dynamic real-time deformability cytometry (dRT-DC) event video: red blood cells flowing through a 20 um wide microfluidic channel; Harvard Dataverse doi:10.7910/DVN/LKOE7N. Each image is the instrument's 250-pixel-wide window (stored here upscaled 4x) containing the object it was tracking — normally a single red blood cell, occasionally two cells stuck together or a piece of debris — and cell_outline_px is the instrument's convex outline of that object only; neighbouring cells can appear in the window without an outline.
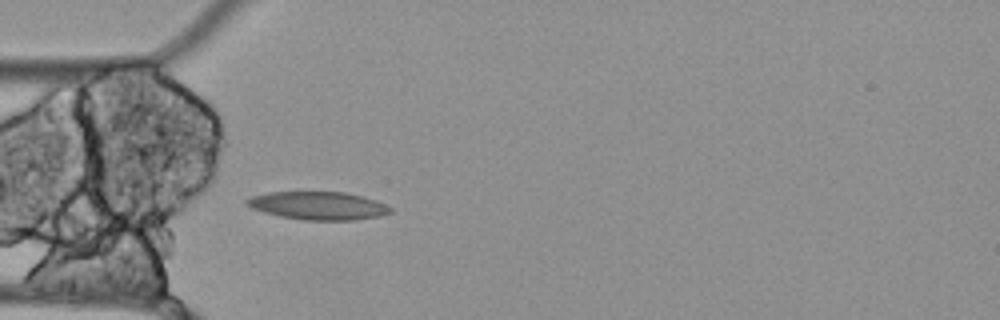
{"species": "Egyptian fruit bat (a non-hibernating species)", "species_latin": "Rousettus aegyptiacus", "temperature_condition": "cold", "stored_images_in_passage": 33, "camera_frame_rate_fps": 3000, "um_per_image_px": 0.085, "animal": {"sex": "female"}, "frame": {"image": 1, "passage_image": 1, "time_ms": 0.0, "image_size_px": [1000, 320], "cell_outline_px": [[392, 212], [380, 216], [352, 220], [304, 220], [280, 216], [264, 212], [252, 208], [244, 200], [252, 196], [268, 192], [344, 192], [376, 200], [392, 208]], "centroid_in_image_um": [27.05, 17.48], "position_along_channel_um": 58.0, "area_um2": 23.29}}
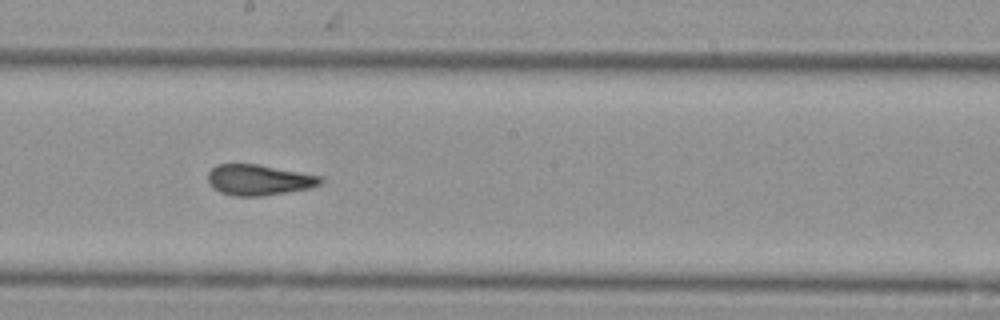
{"frame": {"image": 2, "passage_image": 15, "time_ms": 4.667, "image_size_px": [1000, 320], "cell_outline_px": [[324, 180], [320, 184], [308, 188], [260, 196], [236, 196], [220, 192], [208, 180], [208, 172], [216, 164], [256, 164], [320, 176]], "centroid_in_image_um": [21.98, 15.28], "position_along_channel_um": 226.2, "area_um2": 19.65}}
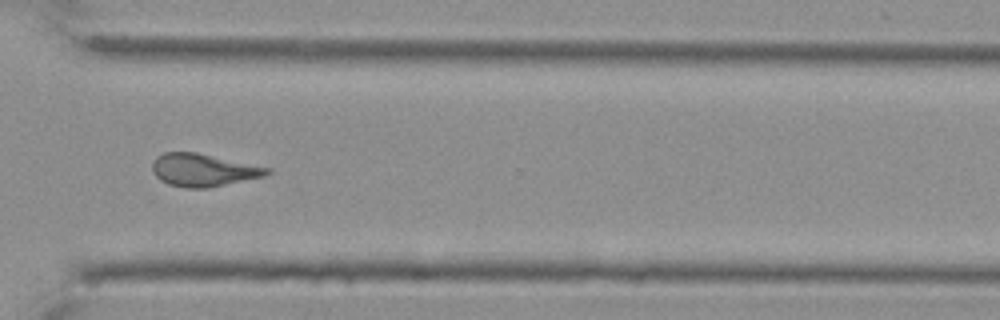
{"frame": {"image": 3, "passage_image": 26, "time_ms": 8.333, "image_size_px": [1000, 320], "cell_outline_px": [[272, 172], [264, 176], [208, 188], [184, 188], [168, 184], [160, 180], [152, 172], [152, 160], [156, 156], [164, 152], [196, 152], [272, 168]], "centroid_in_image_um": [17.26, 14.45], "position_along_channel_um": 353.3, "area_um2": 22.02}, "authors_computed_cell_mechanics": {"area_um2": 20.9236, "velocity_mm_per_s": 3.4578, "shape_relaxation_time_tau1_ms": null, "shape_relaxation_time_tau2_ms": 2.7723, "deformation_change_tau1": null, "deformation_change_tau2": 0.1212}}